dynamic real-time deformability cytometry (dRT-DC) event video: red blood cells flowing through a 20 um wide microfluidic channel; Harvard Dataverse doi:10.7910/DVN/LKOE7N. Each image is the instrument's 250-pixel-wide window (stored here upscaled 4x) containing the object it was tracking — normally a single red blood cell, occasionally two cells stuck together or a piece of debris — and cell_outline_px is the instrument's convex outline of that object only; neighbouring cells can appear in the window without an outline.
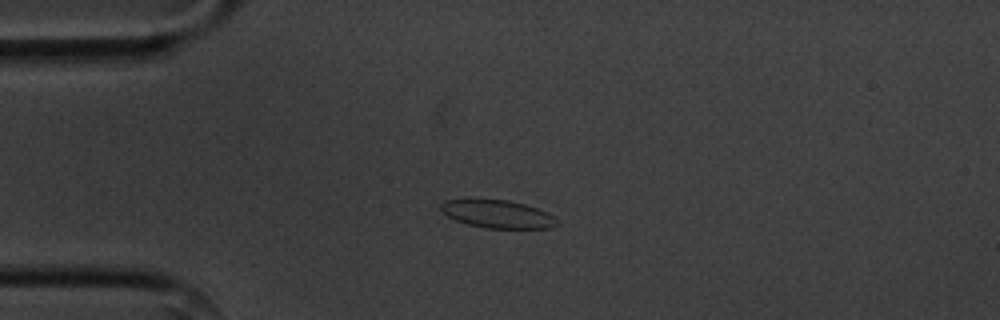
{"species": "common noctule bat (a hibernating species)", "species_latin": "Nyctalus noctula", "temperature_condition": "cold", "stored_images_in_passage": 2, "camera_frame_rate_fps": 3000, "um_per_image_px": 0.085, "animal": {"sex": "male", "body_mass_g": 20.1, "forearm_length_mm": 53.5}, "frame": {"image": 1, "passage_image": 2, "time_ms": 2.667, "image_size_px": [1000, 320], "cell_outline_px": [[560, 220], [556, 224], [548, 228], [484, 228], [468, 224], [456, 220], [448, 216], [440, 208], [440, 204], [444, 200], [468, 196], [476, 196], [508, 200], [524, 204], [548, 212]], "centroid_in_image_um": [42.22, 18.13], "position_along_channel_um": 42.8, "area_um2": 19.71}}